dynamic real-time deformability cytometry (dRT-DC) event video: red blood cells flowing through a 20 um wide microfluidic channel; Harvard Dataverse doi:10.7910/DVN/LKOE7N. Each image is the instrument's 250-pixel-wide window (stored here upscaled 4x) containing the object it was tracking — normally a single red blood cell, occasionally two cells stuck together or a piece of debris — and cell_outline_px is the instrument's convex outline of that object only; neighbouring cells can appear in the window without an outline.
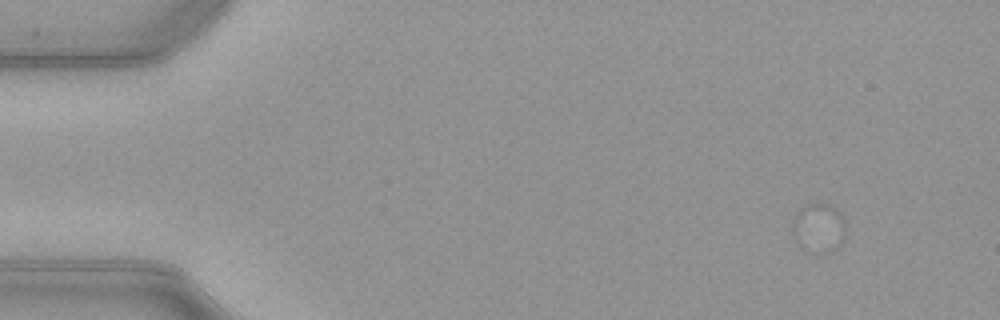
{"species": "common noctule bat (a hibernating species)", "species_latin": "Nyctalus noctula", "temperature_condition": "warm", "stored_images_in_passage": 1, "camera_frame_rate_fps": 3000, "um_per_image_px": 0.085, "animal": {"sex": "female", "body_mass_g": 21.9}, "frame": {"image": 1, "passage_image": 1, "time_ms": 0.0, "image_size_px": [1000, 320], "cell_outline_px": [[844, 240], [836, 248], [828, 252], [816, 256], [808, 252], [796, 240], [792, 228], [792, 220], [796, 212], [800, 208], [808, 204], [828, 204], [836, 208], [844, 220]], "centroid_in_image_um": [69.58, 19.4], "position_along_channel_um": 15.4, "area_um2": 15.37}}